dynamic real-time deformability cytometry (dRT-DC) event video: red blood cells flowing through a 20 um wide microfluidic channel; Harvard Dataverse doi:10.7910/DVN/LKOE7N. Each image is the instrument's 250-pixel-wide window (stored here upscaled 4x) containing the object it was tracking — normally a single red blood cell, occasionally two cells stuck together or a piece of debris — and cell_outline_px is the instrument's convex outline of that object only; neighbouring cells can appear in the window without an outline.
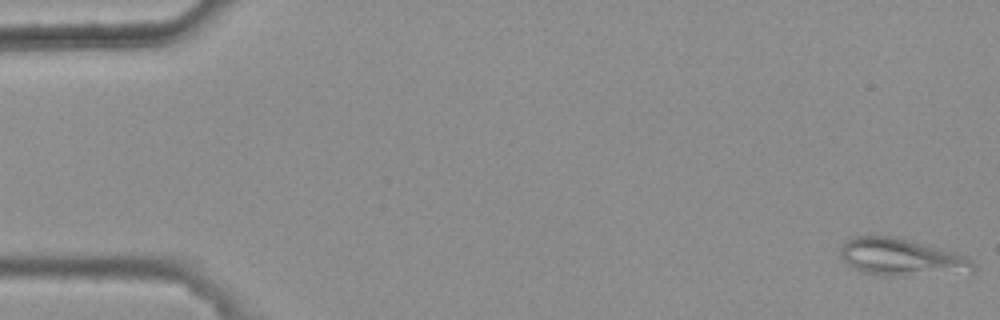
{"species": "common noctule bat (a hibernating species)", "species_latin": "Nyctalus noctula", "temperature_condition": "warm", "stored_images_in_passage": 5, "camera_frame_rate_fps": 3000, "um_per_image_px": 0.085, "animal": {"sex": "female", "body_mass_g": 25.1}, "frame": {"image": 1, "passage_image": 1, "time_ms": 0.0, "image_size_px": [1000, 320], "cell_outline_px": [[976, 272], [892, 276], [884, 276], [860, 272], [848, 264], [844, 260], [840, 252], [840, 248], [844, 240], [856, 236], [892, 236], [940, 248], [964, 256], [972, 260], [976, 268]], "centroid_in_image_um": [76.6, 21.87], "position_along_channel_um": 8.4, "area_um2": 28.73}}